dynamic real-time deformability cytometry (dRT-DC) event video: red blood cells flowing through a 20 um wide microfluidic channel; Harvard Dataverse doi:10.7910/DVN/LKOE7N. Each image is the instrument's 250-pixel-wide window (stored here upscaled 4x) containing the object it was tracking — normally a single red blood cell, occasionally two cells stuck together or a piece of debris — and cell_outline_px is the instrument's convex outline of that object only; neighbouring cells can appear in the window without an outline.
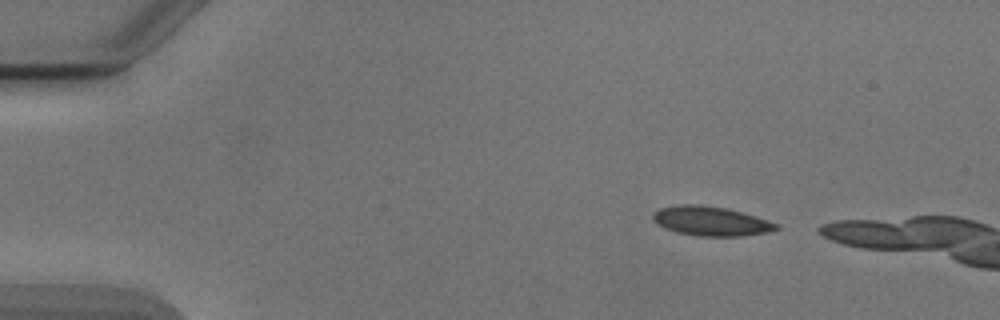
{"species": "Egyptian fruit bat (a non-hibernating species)", "species_latin": "Rousettus aegyptiacus", "temperature_condition": "cold", "stored_images_in_passage": 14, "camera_frame_rate_fps": 3000, "um_per_image_px": 0.085, "animal": {"sex": "male"}, "frame": {"image": 1, "passage_image": 1, "time_ms": 0.0, "image_size_px": [1000, 320], "cell_outline_px": [[780, 228], [768, 232], [740, 236], [700, 236], [676, 232], [664, 228], [652, 220], [652, 212], [660, 208], [680, 204], [700, 204], [724, 208], [756, 216], [780, 224]], "centroid_in_image_um": [60.41, 18.79], "position_along_channel_um": 24.6, "area_um2": 21.15}}
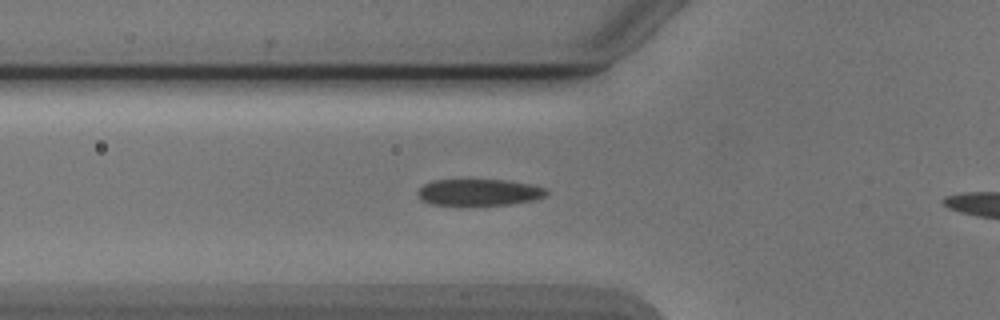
{"frame": {"image": 2, "passage_image": 12, "time_ms": 3.667, "image_size_px": [1000, 320], "cell_outline_px": [[548, 192], [544, 196], [536, 200], [512, 204], [432, 204], [420, 200], [416, 192], [424, 184], [432, 180], [504, 180], [528, 184], [544, 188]], "centroid_in_image_um": [40.69, 16.34], "position_along_channel_um": 85.1, "area_um2": 19.59}}